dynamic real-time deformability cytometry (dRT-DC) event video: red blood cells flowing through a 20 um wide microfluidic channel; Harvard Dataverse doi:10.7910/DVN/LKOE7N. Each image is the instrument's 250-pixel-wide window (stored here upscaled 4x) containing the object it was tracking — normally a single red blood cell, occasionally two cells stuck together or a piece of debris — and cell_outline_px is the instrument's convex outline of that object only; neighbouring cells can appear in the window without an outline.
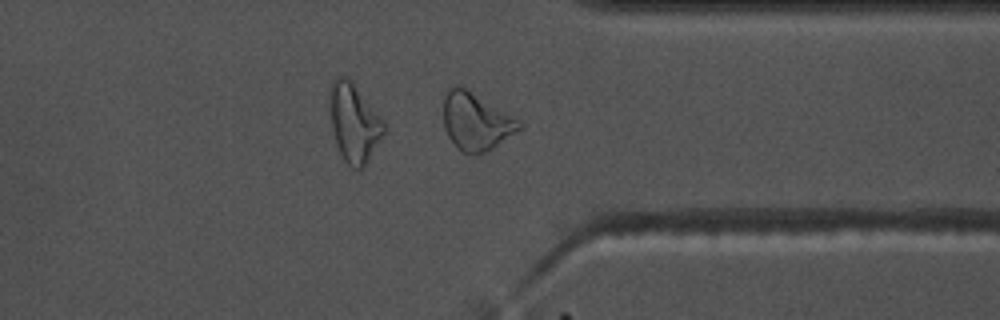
{"species": "common noctule bat (a hibernating species)", "species_latin": "Nyctalus noctula", "temperature_condition": "warm", "stored_images_in_passage": 42, "camera_frame_rate_fps": 3000, "um_per_image_px": 0.085, "animal": {"sex": "male", "body_mass_g": 17.5, "forearm_length_mm": 52.3}, "frame": {"image": 1, "passage_image": 30, "time_ms": 9.667, "image_size_px": [1000, 320], "cell_outline_px": [[520, 128], [492, 148], [484, 152], [472, 156], [464, 152], [448, 136], [444, 128], [444, 96], [448, 88], [464, 88], [520, 120]], "centroid_in_image_um": [40.43, 10.35], "position_along_channel_um": 371.0, "area_um2": 24.39}, "authors_computed_cell_mechanics": {"area_um2": 22.253, "velocity_mm_per_s": 3.6999, "shape_relaxation_time_tau1_ms": null, "shape_relaxation_time_tau2_ms": 2.2732, "deformation_change_tau1": null, "deformation_change_tau2": 0.0958}}